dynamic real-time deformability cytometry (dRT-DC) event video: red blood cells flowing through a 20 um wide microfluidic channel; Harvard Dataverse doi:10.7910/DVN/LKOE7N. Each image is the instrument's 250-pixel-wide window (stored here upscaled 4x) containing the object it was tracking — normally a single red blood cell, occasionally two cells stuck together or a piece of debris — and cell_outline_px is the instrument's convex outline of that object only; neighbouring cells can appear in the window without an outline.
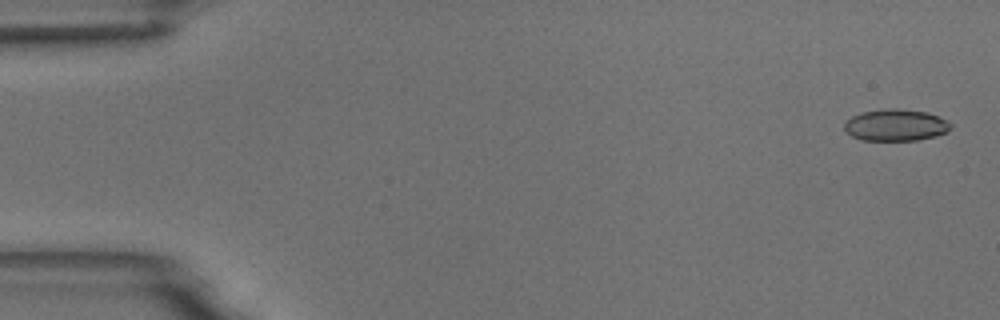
{"species": "common noctule bat (a hibernating species)", "species_latin": "Nyctalus noctula", "temperature_condition": "room temperature", "stored_images_in_passage": 5, "camera_frame_rate_fps": 3000, "um_per_image_px": 0.085, "animal": {"sex": "male", "body_mass_g": 18.8}, "frame": {"image": 1, "passage_image": 1, "time_ms": 0.0, "image_size_px": [1000, 320], "cell_outline_px": [[952, 124], [948, 132], [936, 136], [916, 140], [864, 140], [852, 136], [844, 128], [844, 124], [852, 116], [860, 112], [888, 108], [900, 108], [928, 112], [948, 120]], "centroid_in_image_um": [76.18, 10.62], "position_along_channel_um": 8.8, "area_um2": 19.77}}
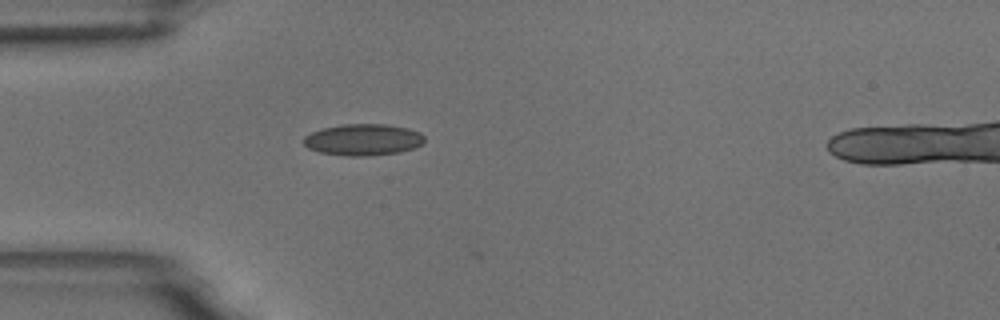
{"frame": {"image": 2, "passage_image": 5, "time_ms": 4.667, "image_size_px": [1000, 320], "cell_outline_px": [[424, 140], [416, 148], [400, 152], [368, 156], [348, 156], [320, 152], [308, 148], [304, 144], [304, 136], [312, 132], [324, 128], [344, 124], [388, 124], [408, 128], [420, 132], [424, 136]], "centroid_in_image_um": [30.89, 11.87], "position_along_channel_um": 54.1, "area_um2": 22.2}}